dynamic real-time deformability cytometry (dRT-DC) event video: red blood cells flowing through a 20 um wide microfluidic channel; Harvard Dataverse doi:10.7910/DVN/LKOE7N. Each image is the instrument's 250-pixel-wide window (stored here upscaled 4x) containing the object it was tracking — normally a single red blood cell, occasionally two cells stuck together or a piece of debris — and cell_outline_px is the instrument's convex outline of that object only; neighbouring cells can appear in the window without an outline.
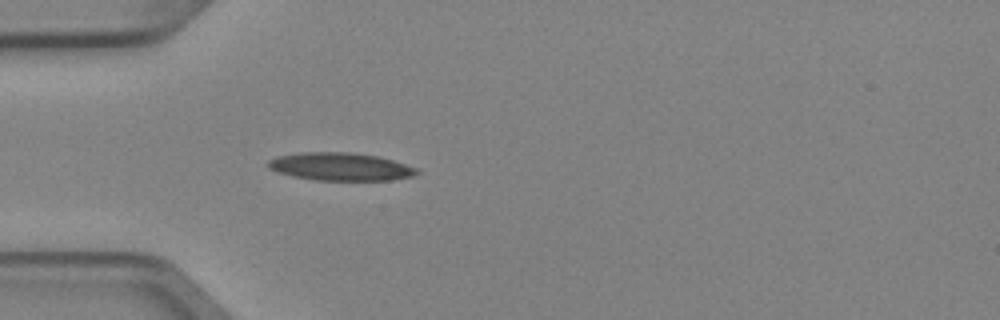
{"species": "Egyptian fruit bat (a non-hibernating species)", "species_latin": "Rousettus aegyptiacus", "temperature_condition": "cold", "stored_images_in_passage": 3, "camera_frame_rate_fps": 3000, "um_per_image_px": 0.085, "animal": {"sex": "female"}, "frame": {"image": 1, "passage_image": 3, "time_ms": 0.667, "image_size_px": [1000, 320], "cell_outline_px": [[420, 172], [412, 176], [392, 180], [316, 180], [292, 176], [276, 172], [268, 168], [268, 160], [280, 156], [304, 152], [348, 152], [376, 156], [392, 160], [420, 168]], "centroid_in_image_um": [28.96, 14.17], "position_along_channel_um": 56.0, "area_um2": 24.1}}